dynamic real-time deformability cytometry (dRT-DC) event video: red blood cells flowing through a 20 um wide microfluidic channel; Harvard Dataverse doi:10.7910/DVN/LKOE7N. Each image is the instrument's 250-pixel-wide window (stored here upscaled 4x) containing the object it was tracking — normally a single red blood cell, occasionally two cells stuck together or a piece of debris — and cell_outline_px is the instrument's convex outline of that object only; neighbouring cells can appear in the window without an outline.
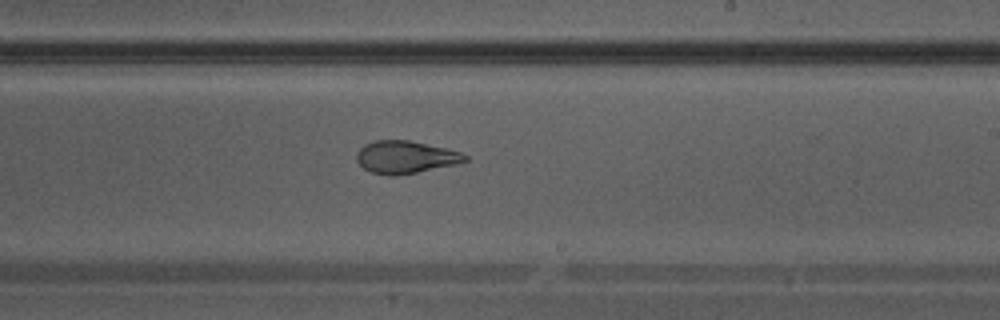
{"species": "Egyptian fruit bat (a non-hibernating species)", "species_latin": "Rousettus aegyptiacus", "temperature_condition": "warm", "stored_images_in_passage": 36, "camera_frame_rate_fps": 3000, "um_per_image_px": 0.085, "animal": {"sex": "male"}, "frame": {"image": 1, "passage_image": 21, "time_ms": 6.667, "image_size_px": [1000, 320], "cell_outline_px": [[468, 160], [456, 164], [416, 172], [388, 176], [372, 172], [364, 168], [356, 160], [356, 152], [364, 144], [376, 140], [408, 140], [448, 148], [460, 152], [468, 156]], "centroid_in_image_um": [34.46, 13.34], "position_along_channel_um": 254.5, "area_um2": 20.46}}